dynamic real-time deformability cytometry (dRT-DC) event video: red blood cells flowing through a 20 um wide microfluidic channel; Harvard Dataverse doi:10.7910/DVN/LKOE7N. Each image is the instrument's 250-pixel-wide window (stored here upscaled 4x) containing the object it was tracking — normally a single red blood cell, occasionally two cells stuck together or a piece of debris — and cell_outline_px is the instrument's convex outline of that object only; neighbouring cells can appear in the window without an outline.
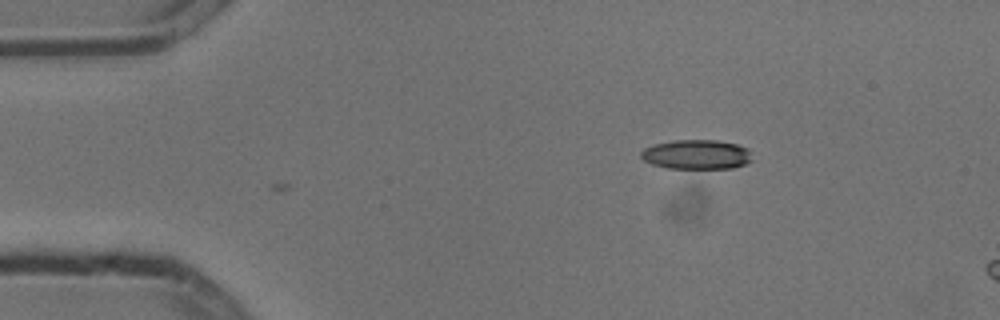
{"species": "common noctule bat (a hibernating species)", "species_latin": "Nyctalus noctula", "temperature_condition": "cold", "stored_images_in_passage": 4, "camera_frame_rate_fps": 3000, "um_per_image_px": 0.085, "animal": {"sex": "male", "body_mass_g": 13.3}, "frame": {"image": 1, "passage_image": 4, "time_ms": 1.0, "image_size_px": [1000, 320], "cell_outline_px": [[752, 160], [744, 164], [732, 168], [664, 168], [652, 164], [644, 160], [640, 156], [640, 152], [644, 148], [652, 144], [672, 140], [716, 140], [736, 144], [748, 148]], "centroid_in_image_um": [59.16, 13.12], "position_along_channel_um": 25.8, "area_um2": 19.19}}